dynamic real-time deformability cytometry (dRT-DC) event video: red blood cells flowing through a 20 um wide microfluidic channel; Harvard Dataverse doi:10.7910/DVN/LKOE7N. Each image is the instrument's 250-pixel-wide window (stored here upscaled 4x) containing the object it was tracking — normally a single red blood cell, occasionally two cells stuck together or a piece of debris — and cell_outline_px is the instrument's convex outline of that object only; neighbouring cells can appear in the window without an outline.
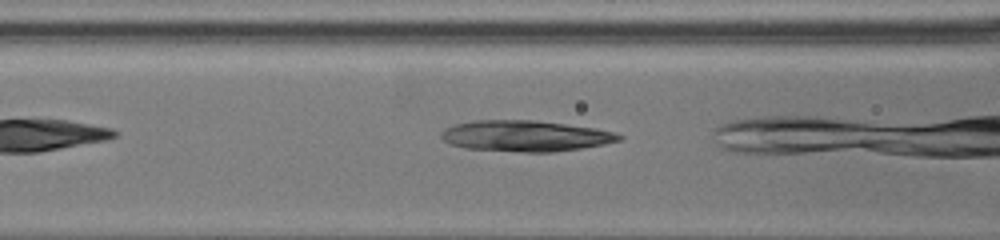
{"species": "common noctule bat (a hibernating species)", "species_latin": "Nyctalus noctula", "temperature_condition": "warm", "stored_images_in_passage": 17, "camera_frame_rate_fps": 3000, "um_per_image_px": 0.085, "animal": {"sex": "female", "body_mass_g": 19.5, "forearm_length_mm": 54.1}, "frame": {"image": 1, "passage_image": 7, "time_ms": 1.667, "image_size_px": [1000, 240], "cell_outline_px": [[624, 136], [620, 140], [604, 144], [580, 148], [552, 152], [520, 152], [464, 148], [448, 144], [440, 136], [440, 132], [444, 128], [456, 124], [472, 120], [532, 120], [596, 128], [612, 132]], "centroid_in_image_um": [44.59, 11.56], "position_along_channel_um": 122.0, "area_um2": 32.08}}
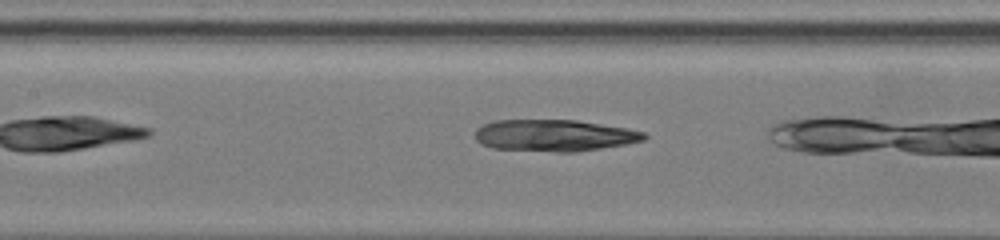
{"frame": {"image": 2, "passage_image": 13, "time_ms": 3.0, "image_size_px": [1000, 240], "cell_outline_px": [[648, 136], [644, 140], [624, 144], [576, 152], [556, 152], [492, 148], [480, 144], [476, 140], [476, 128], [492, 120], [576, 120], [628, 128], [644, 132]], "centroid_in_image_um": [47.09, 11.51], "position_along_channel_um": 160.3, "area_um2": 31.27}}